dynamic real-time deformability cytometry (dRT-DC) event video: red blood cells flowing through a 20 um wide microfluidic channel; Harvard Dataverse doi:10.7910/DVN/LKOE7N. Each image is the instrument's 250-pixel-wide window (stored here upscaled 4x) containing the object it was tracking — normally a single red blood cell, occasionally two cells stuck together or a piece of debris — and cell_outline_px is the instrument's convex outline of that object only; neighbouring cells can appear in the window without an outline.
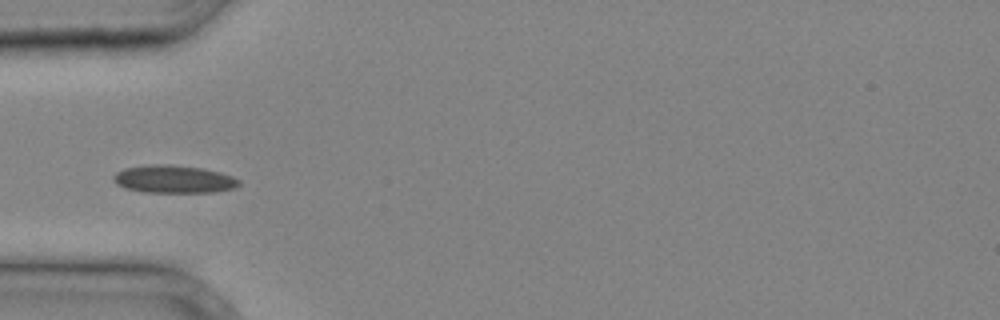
{"species": "common noctule bat (a hibernating species)", "species_latin": "Nyctalus noctula", "temperature_condition": "cold", "stored_images_in_passage": 21, "camera_frame_rate_fps": 3000, "um_per_image_px": 0.085, "animal": {"sex": "male", "body_mass_g": 20.4}, "frame": {"image": 1, "passage_image": 4, "time_ms": 1.0, "image_size_px": [1000, 320], "cell_outline_px": [[240, 184], [236, 188], [212, 192], [144, 192], [124, 188], [116, 184], [112, 180], [112, 176], [116, 172], [124, 168], [148, 164], [172, 164], [204, 168], [220, 172], [232, 176], [240, 180]], "centroid_in_image_um": [14.75, 15.22], "position_along_channel_um": 70.3, "area_um2": 20.63}}
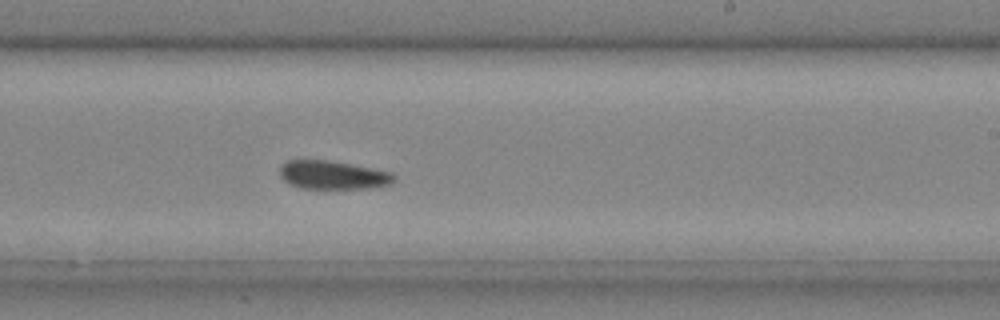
{"frame": {"image": 2, "passage_image": 15, "time_ms": 4.667, "image_size_px": [1000, 320], "cell_outline_px": [[396, 180], [392, 184], [368, 188], [304, 188], [292, 184], [284, 180], [280, 176], [280, 164], [288, 160], [328, 160], [372, 168], [392, 172], [396, 176]], "centroid_in_image_um": [28.32, 14.87], "position_along_channel_um": 260.7, "area_um2": 18.9}}